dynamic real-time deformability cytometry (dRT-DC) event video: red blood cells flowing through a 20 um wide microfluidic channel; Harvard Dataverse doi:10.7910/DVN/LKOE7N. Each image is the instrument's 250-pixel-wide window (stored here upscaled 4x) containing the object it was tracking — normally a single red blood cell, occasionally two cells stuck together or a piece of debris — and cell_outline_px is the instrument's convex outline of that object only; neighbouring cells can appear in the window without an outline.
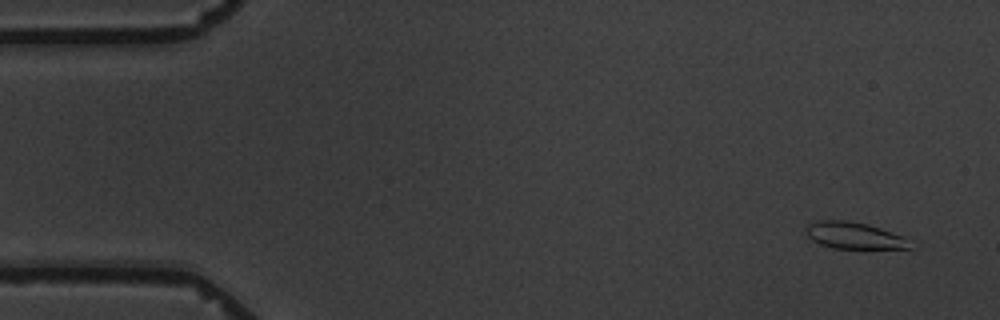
{"species": "common noctule bat (a hibernating species)", "species_latin": "Nyctalus noctula", "temperature_condition": "warm", "stored_images_in_passage": 7, "camera_frame_rate_fps": 3000, "um_per_image_px": 0.085, "animal": {"sex": "male", "body_mass_g": 19.5, "forearm_length_mm": 54.6}, "frame": {"image": 1, "passage_image": 2, "time_ms": 1.0, "image_size_px": [1000, 320], "cell_outline_px": [[916, 248], [832, 248], [820, 244], [812, 240], [808, 236], [808, 224], [816, 220], [844, 220], [868, 224], [880, 228], [900, 236]], "centroid_in_image_um": [72.56, 20.02], "position_along_channel_um": 12.4, "area_um2": 15.78}}
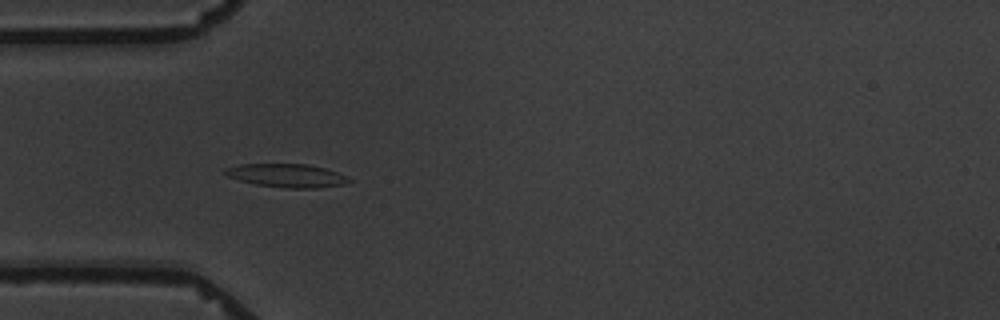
{"frame": {"image": 2, "passage_image": 6, "time_ms": 5.667, "image_size_px": [1000, 320], "cell_outline_px": [[352, 180], [344, 184], [316, 188], [284, 188], [256, 184], [240, 180], [228, 176], [224, 172], [224, 168], [240, 164], [308, 164], [324, 168], [336, 172]], "centroid_in_image_um": [24.35, 14.92], "position_along_channel_um": 60.6, "area_um2": 16.7}}
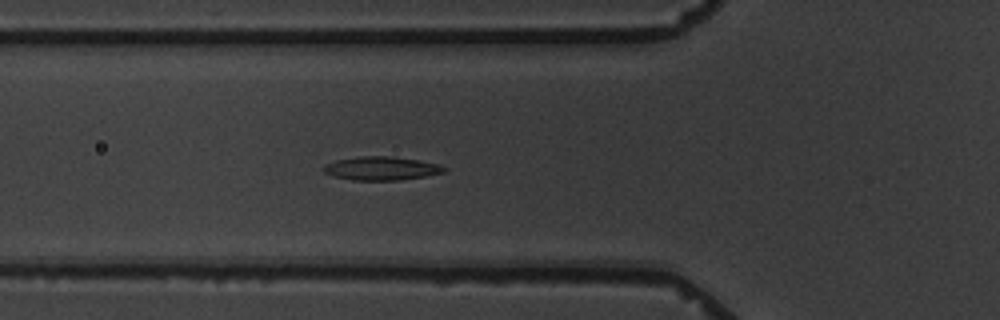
{"frame": {"image": 3, "passage_image": 7, "time_ms": 6.667, "image_size_px": [1000, 320], "cell_outline_px": [[448, 168], [444, 172], [424, 176], [400, 180], [352, 180], [332, 176], [324, 172], [320, 168], [324, 164], [336, 160], [360, 156], [392, 156], [440, 164]], "centroid_in_image_um": [32.37, 14.31], "position_along_channel_um": 93.4, "area_um2": 16.65}}